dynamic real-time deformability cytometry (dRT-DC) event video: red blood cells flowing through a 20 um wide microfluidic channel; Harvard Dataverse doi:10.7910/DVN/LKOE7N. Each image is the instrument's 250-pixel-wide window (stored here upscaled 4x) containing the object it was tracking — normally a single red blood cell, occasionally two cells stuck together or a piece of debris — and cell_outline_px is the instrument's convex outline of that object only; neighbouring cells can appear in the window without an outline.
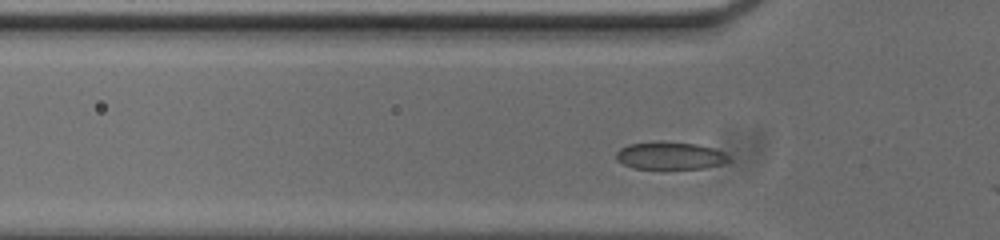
{"species": "common noctule bat (a hibernating species)", "species_latin": "Nyctalus noctula", "temperature_condition": "cold", "stored_images_in_passage": 5, "camera_frame_rate_fps": 3000, "um_per_image_px": 0.085, "animal": {"sex": "male", "body_mass_g": 20.0, "forearm_length_mm": 53.3}, "frame": {"image": 1, "passage_image": 2, "time_ms": 0.333, "image_size_px": [1000, 240], "cell_outline_px": [[728, 160], [720, 164], [704, 168], [632, 168], [616, 160], [616, 152], [620, 148], [628, 144], [660, 140], [664, 140], [696, 144], [712, 148], [724, 152], [728, 156]], "centroid_in_image_um": [56.9, 13.2], "position_along_channel_um": 68.9, "area_um2": 18.09}}